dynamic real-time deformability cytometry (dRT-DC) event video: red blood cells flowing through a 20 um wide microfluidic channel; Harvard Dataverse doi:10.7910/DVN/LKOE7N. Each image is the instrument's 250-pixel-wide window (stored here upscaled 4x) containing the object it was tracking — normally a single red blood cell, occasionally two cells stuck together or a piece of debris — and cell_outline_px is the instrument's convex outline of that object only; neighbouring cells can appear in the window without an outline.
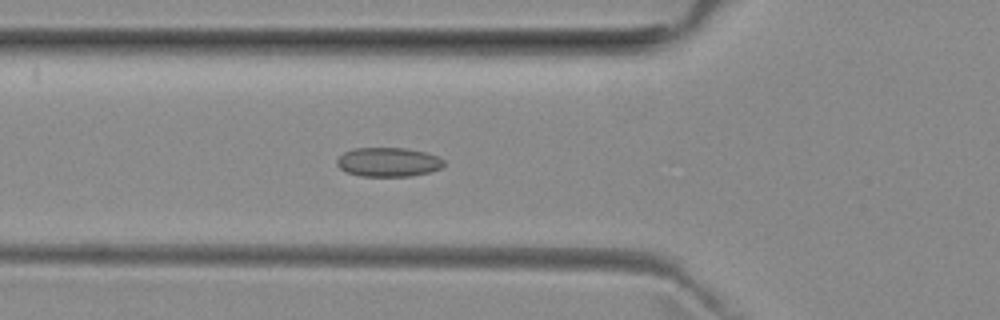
{"species": "common noctule bat (a hibernating species)", "species_latin": "Nyctalus noctula", "temperature_condition": "room temperature", "stored_images_in_passage": 42, "camera_frame_rate_fps": 3000, "um_per_image_px": 0.085, "animal": {"sex": "female", "body_mass_g": 29.2, "forearm_length_mm": 56.3}, "frame": {"image": 1, "passage_image": 12, "time_ms": 3.667, "image_size_px": [1000, 320], "cell_outline_px": [[444, 164], [440, 168], [432, 172], [412, 176], [360, 176], [344, 172], [336, 164], [336, 160], [344, 152], [352, 148], [404, 148], [424, 152], [436, 156], [444, 160]], "centroid_in_image_um": [32.97, 13.78], "position_along_channel_um": 92.8, "area_um2": 18.26}}
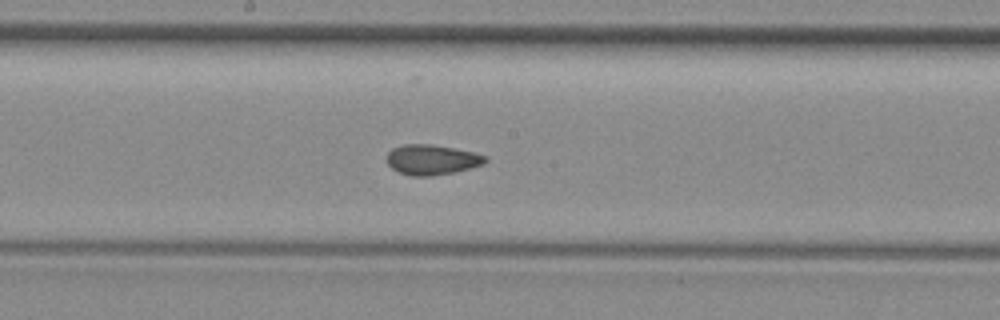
{"frame": {"image": 2, "passage_image": 21, "time_ms": 6.667, "image_size_px": [1000, 320], "cell_outline_px": [[488, 160], [484, 164], [456, 172], [432, 176], [408, 176], [392, 168], [388, 164], [388, 152], [392, 148], [404, 144], [432, 144], [476, 152], [488, 156]], "centroid_in_image_um": [36.75, 13.57], "position_along_channel_um": 211.4, "area_um2": 17.51}}
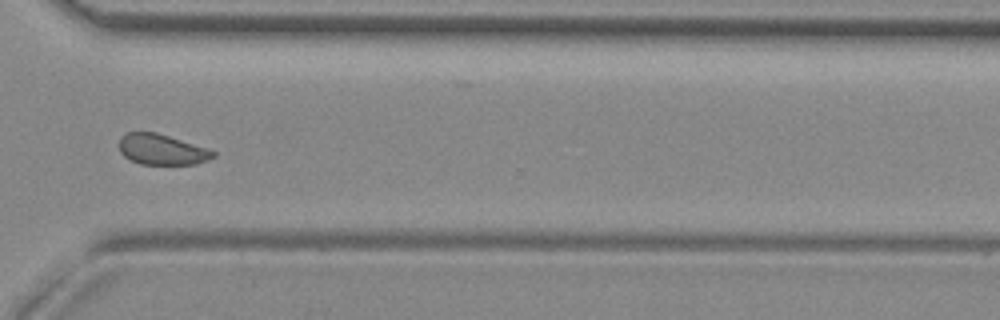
{"frame": {"image": 3, "passage_image": 32, "time_ms": 10.333, "image_size_px": [1000, 320], "cell_outline_px": [[216, 156], [208, 160], [196, 164], [140, 164], [124, 156], [120, 152], [120, 136], [128, 132], [156, 132], [208, 148], [216, 152]], "centroid_in_image_um": [13.78, 12.71], "position_along_channel_um": 356.8, "area_um2": 16.76}, "authors_computed_cell_mechanics": {"area_um2": 18.0625, "velocity_mm_per_s": 3.9572, "shape_relaxation_time_tau1_ms": 5.9996, "shape_relaxation_time_tau2_ms": 1.1741, "deformation_change_tau1": 0.0857, "deformation_change_tau2": 0.0537}}